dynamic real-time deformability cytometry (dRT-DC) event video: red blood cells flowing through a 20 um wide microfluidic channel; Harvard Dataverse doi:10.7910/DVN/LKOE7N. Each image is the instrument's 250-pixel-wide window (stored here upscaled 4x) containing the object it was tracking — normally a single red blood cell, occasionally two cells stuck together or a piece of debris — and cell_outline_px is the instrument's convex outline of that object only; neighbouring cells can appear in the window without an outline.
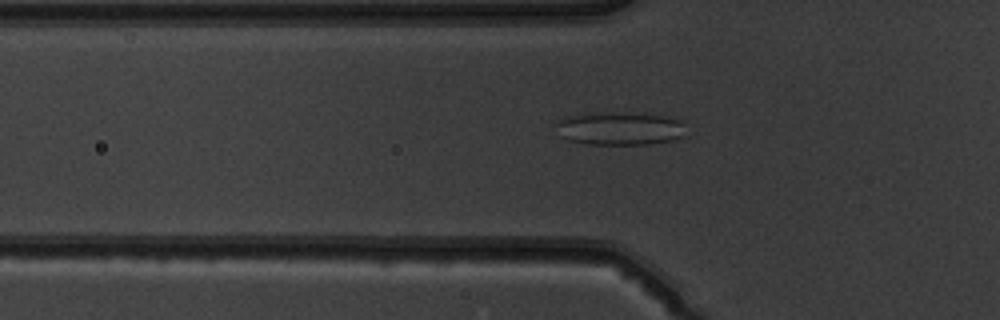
{"species": "common noctule bat (a hibernating species)", "species_latin": "Nyctalus noctula", "temperature_condition": "warm", "stored_images_in_passage": 38, "camera_frame_rate_fps": 3000, "um_per_image_px": 0.085, "animal": {"sex": "male", "body_mass_g": 19.5, "forearm_length_mm": 54.6}, "frame": {"image": 1, "passage_image": 4, "time_ms": 1.0, "image_size_px": [1000, 320], "cell_outline_px": [[688, 136], [672, 140], [648, 144], [588, 144], [568, 140], [560, 136], [556, 124], [556, 120], [568, 116], [604, 112], [648, 112], [684, 120]], "centroid_in_image_um": [52.79, 10.9], "position_along_channel_um": 73.0, "area_um2": 25.89}}
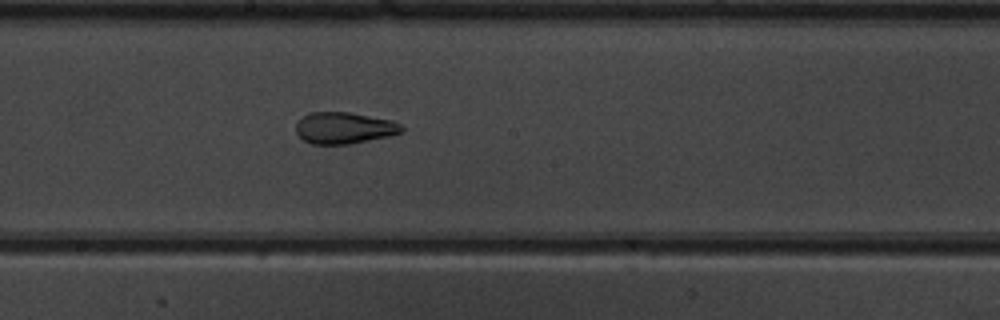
{"frame": {"image": 2, "passage_image": 15, "time_ms": 4.667, "image_size_px": [1000, 320], "cell_outline_px": [[404, 132], [388, 136], [348, 144], [312, 144], [304, 140], [296, 132], [296, 124], [304, 116], [312, 112], [348, 112], [392, 120], [400, 124], [404, 128]], "centroid_in_image_um": [29.27, 10.87], "position_along_channel_um": 218.9, "area_um2": 19.25}}
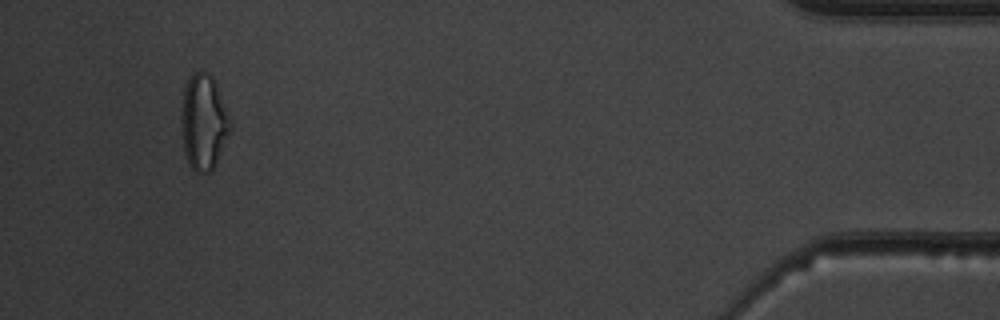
{"frame": {"image": 3, "passage_image": 35, "time_ms": 11.333, "image_size_px": [1000, 320], "cell_outline_px": [[232, 128], [216, 164], [208, 172], [196, 172], [188, 164], [184, 152], [180, 128], [180, 112], [184, 88], [192, 72], [204, 72], [212, 76], [232, 120]], "centroid_in_image_um": [17.3, 10.39], "position_along_channel_um": 417.9, "area_um2": 27.63}, "authors_computed_cell_mechanics": {"area_um2": 20.6057, "velocity_mm_per_s": 3.9785, "shape_relaxation_time_tau1_ms": null, "shape_relaxation_time_tau2_ms": 1.5119, "deformation_change_tau1": null, "deformation_change_tau2": 0.0791}}